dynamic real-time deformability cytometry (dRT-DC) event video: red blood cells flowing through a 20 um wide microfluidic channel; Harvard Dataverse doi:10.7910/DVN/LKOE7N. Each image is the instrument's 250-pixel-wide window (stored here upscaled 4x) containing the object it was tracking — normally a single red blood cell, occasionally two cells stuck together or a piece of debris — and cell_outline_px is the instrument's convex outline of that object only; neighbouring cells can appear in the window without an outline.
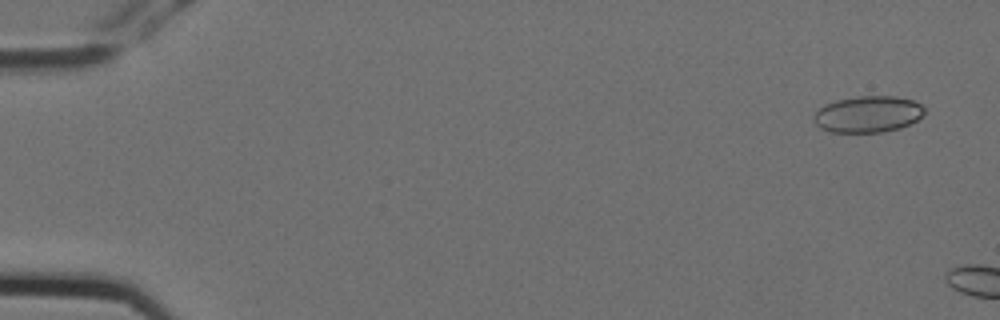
{"species": "Egyptian fruit bat (a non-hibernating species)", "species_latin": "Rousettus aegyptiacus", "temperature_condition": "cold", "stored_images_in_passage": 2, "camera_frame_rate_fps": 3000, "um_per_image_px": 0.085, "animal": {"sex": "female"}, "frame": {"image": 1, "passage_image": 1, "time_ms": 0.0, "image_size_px": [1000, 320], "cell_outline_px": [[924, 112], [916, 120], [900, 128], [884, 132], [828, 132], [820, 128], [812, 120], [812, 116], [824, 104], [836, 100], [856, 96], [896, 96], [912, 100], [920, 104], [924, 108]], "centroid_in_image_um": [73.72, 9.71], "position_along_channel_um": 11.3, "area_um2": 23.58}}